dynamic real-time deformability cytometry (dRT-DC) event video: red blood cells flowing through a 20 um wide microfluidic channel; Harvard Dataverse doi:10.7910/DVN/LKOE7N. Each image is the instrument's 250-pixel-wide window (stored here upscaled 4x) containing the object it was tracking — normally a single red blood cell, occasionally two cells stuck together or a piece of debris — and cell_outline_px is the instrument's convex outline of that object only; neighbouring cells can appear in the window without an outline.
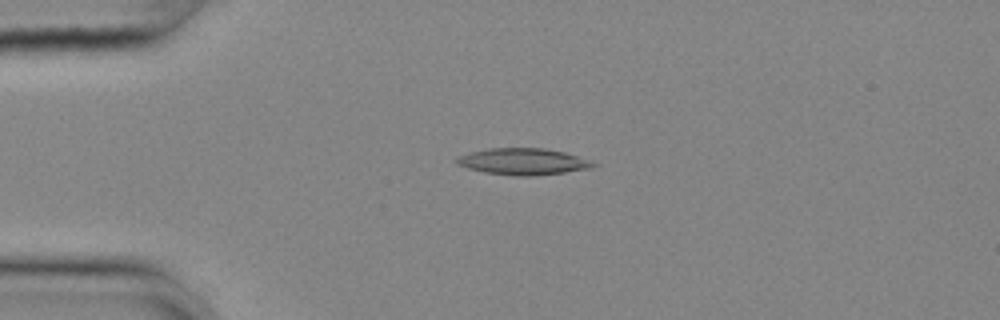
{"species": "common noctule bat (a hibernating species)", "species_latin": "Nyctalus noctula", "temperature_condition": "cold", "stored_images_in_passage": 55, "camera_frame_rate_fps": 3000, "um_per_image_px": 0.085, "animal": {"sex": "female", "body_mass_g": 25.1}, "frame": {"image": 1, "passage_image": 13, "time_ms": 4.0, "image_size_px": [1000, 320], "cell_outline_px": [[600, 164], [592, 168], [536, 176], [512, 176], [484, 172], [468, 168], [456, 164], [456, 156], [488, 148], [544, 148], [564, 152]], "centroid_in_image_um": [44.45, 13.74], "position_along_channel_um": 40.5, "area_um2": 21.15}}
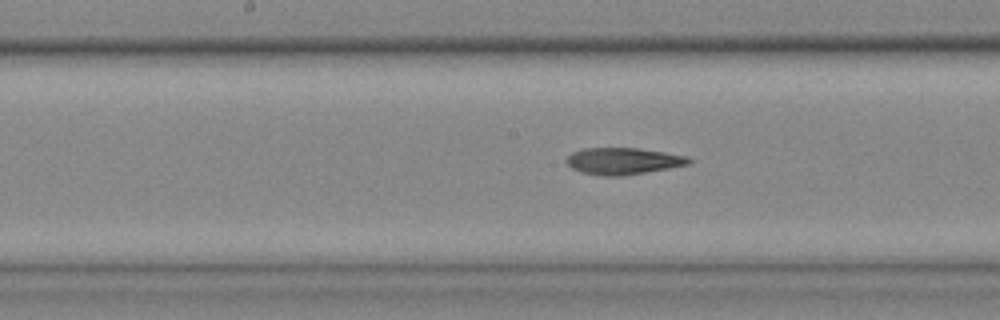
{"frame": {"image": 2, "passage_image": 28, "time_ms": 9.0, "image_size_px": [1000, 320], "cell_outline_px": [[692, 160], [688, 164], [668, 168], [620, 176], [604, 176], [580, 172], [572, 168], [564, 160], [572, 152], [584, 148], [640, 148], [664, 152], [684, 156]], "centroid_in_image_um": [52.9, 13.68], "position_along_channel_um": 195.3, "area_um2": 18.84}}
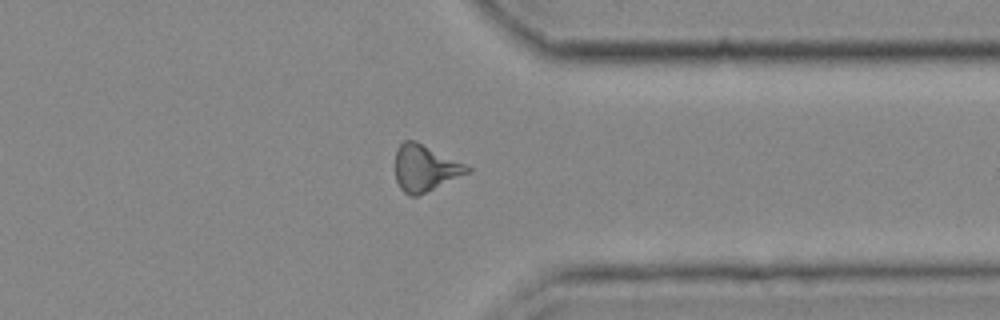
{"frame": {"image": 3, "passage_image": 43, "time_ms": 14.0, "image_size_px": [1000, 320], "cell_outline_px": [[472, 172], [416, 196], [408, 196], [400, 188], [396, 180], [396, 152], [400, 144], [404, 140], [416, 140], [472, 168]], "centroid_in_image_um": [36.13, 14.29], "position_along_channel_um": 375.3, "area_um2": 19.36}}